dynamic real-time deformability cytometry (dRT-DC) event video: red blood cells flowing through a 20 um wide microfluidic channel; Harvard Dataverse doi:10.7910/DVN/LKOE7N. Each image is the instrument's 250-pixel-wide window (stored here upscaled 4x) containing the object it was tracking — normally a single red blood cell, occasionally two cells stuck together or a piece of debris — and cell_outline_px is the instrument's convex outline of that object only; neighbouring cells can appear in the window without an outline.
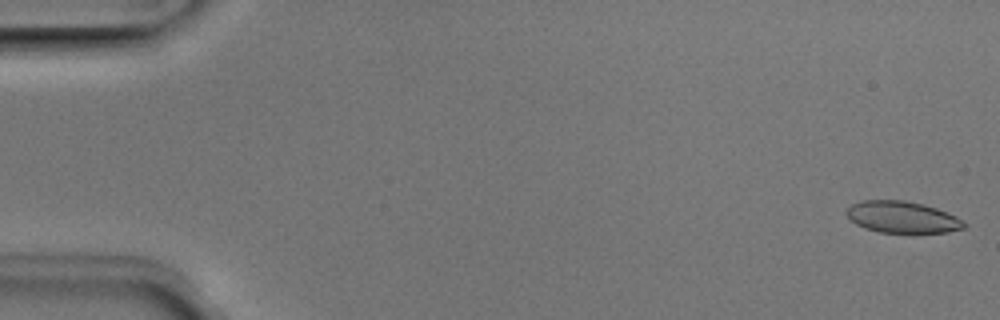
{"species": "Egyptian fruit bat (a non-hibernating species)", "species_latin": "Rousettus aegyptiacus", "temperature_condition": "room temperature", "stored_images_in_passage": 10, "camera_frame_rate_fps": 3000, "um_per_image_px": 0.085, "animal": {"sex": "male"}, "frame": {"image": 1, "passage_image": 1, "time_ms": 0.0, "image_size_px": [1000, 320], "cell_outline_px": [[968, 224], [964, 228], [948, 232], [912, 236], [880, 232], [864, 228], [856, 224], [844, 212], [852, 204], [860, 200], [904, 200], [924, 204], [936, 208], [956, 216]], "centroid_in_image_um": [76.73, 18.5], "position_along_channel_um": 8.3, "area_um2": 22.6}}